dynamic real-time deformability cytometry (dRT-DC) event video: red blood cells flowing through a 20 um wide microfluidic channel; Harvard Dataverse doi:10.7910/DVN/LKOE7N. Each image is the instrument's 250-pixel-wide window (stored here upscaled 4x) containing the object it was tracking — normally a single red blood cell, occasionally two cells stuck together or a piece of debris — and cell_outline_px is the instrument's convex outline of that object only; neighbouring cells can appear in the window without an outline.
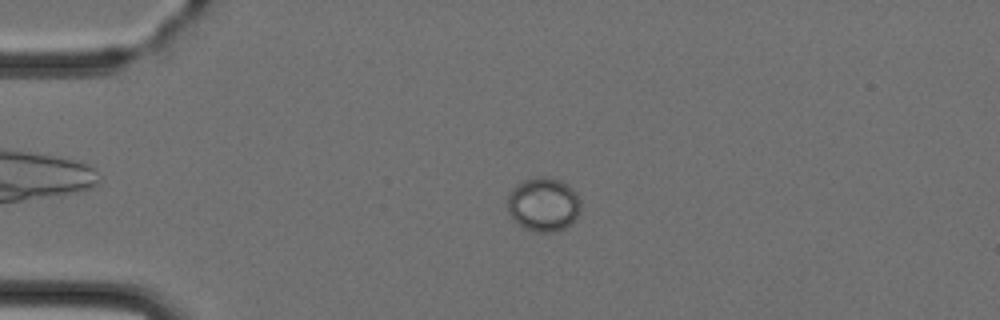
{"species": "Egyptian fruit bat (a non-hibernating species)", "species_latin": "Rousettus aegyptiacus", "temperature_condition": "cold", "stored_images_in_passage": 5, "camera_frame_rate_fps": 3000, "um_per_image_px": 0.085, "animal": {"sex": "female"}, "frame": {"image": 1, "passage_image": 3, "time_ms": 2.333, "image_size_px": [1000, 320], "cell_outline_px": [[580, 212], [564, 228], [552, 232], [536, 232], [524, 228], [516, 224], [512, 220], [508, 212], [508, 196], [512, 188], [524, 180], [540, 176], [548, 176], [560, 180], [568, 184], [576, 192], [580, 200]], "centroid_in_image_um": [46.17, 17.37], "position_along_channel_um": 38.8, "area_um2": 23.12}}